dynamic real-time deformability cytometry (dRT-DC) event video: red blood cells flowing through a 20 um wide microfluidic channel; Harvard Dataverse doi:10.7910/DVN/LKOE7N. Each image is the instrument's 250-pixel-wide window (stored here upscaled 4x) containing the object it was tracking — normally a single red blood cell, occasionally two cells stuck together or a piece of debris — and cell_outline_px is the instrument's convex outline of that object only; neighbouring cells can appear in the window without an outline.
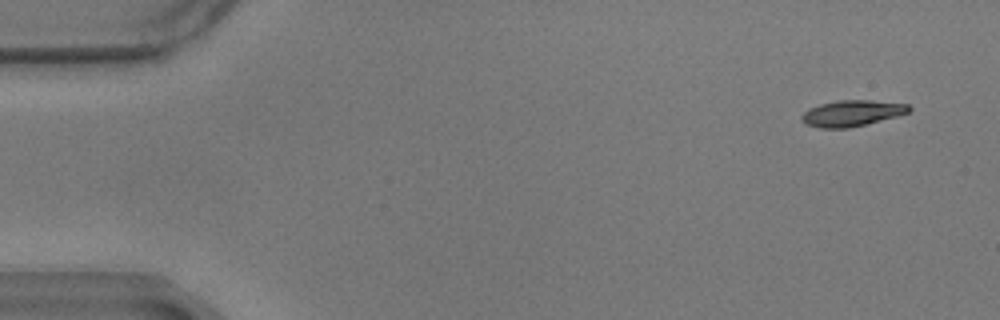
{"species": "common noctule bat (a hibernating species)", "species_latin": "Nyctalus noctula", "temperature_condition": "warm", "stored_images_in_passage": 58, "camera_frame_rate_fps": 3000, "um_per_image_px": 0.085, "animal": {"sex": "male", "body_mass_g": 17.9}, "frame": {"image": 1, "passage_image": 3, "time_ms": 0.667, "image_size_px": [1000, 320], "cell_outline_px": [[912, 108], [908, 112], [896, 116], [848, 128], [820, 128], [804, 124], [800, 120], [800, 116], [808, 108], [820, 104], [836, 100], [868, 100], [908, 104]], "centroid_in_image_um": [72.34, 9.62], "position_along_channel_um": 12.7, "area_um2": 16.24}}
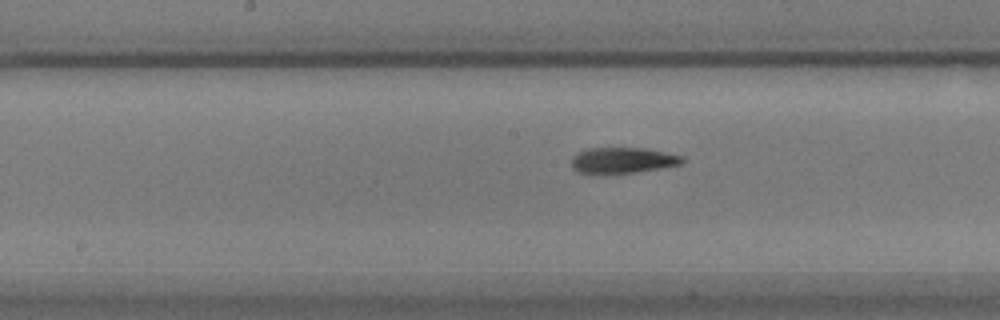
{"frame": {"image": 2, "passage_image": 29, "time_ms": 9.333, "image_size_px": [1000, 320], "cell_outline_px": [[684, 164], [636, 172], [576, 172], [572, 168], [572, 156], [588, 148], [644, 148], [684, 156]], "centroid_in_image_um": [52.97, 13.61], "position_along_channel_um": 195.2, "area_um2": 16.36}}
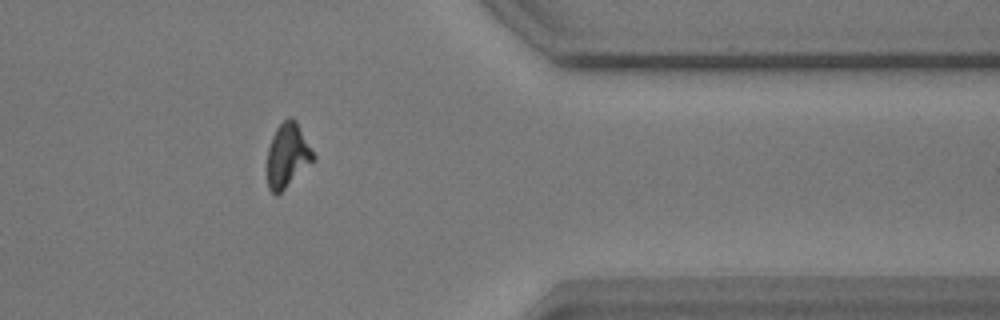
{"frame": {"image": 3, "passage_image": 47, "time_ms": 15.333, "image_size_px": [1000, 320], "cell_outline_px": [[316, 160], [276, 196], [268, 188], [268, 148], [272, 136], [276, 128], [288, 116], [292, 116], [296, 120], [316, 156]], "centroid_in_image_um": [24.46, 13.19], "position_along_channel_um": 386.9, "area_um2": 17.34}, "authors_computed_cell_mechanics": {"area_um2": 16.9065, "velocity_mm_per_s": 3.463, "shape_relaxation_time_tau1_ms": 5.4506, "shape_relaxation_time_tau2_ms": 3.691, "deformation_change_tau1": 0.2212, "deformation_change_tau2": 0.1165}}